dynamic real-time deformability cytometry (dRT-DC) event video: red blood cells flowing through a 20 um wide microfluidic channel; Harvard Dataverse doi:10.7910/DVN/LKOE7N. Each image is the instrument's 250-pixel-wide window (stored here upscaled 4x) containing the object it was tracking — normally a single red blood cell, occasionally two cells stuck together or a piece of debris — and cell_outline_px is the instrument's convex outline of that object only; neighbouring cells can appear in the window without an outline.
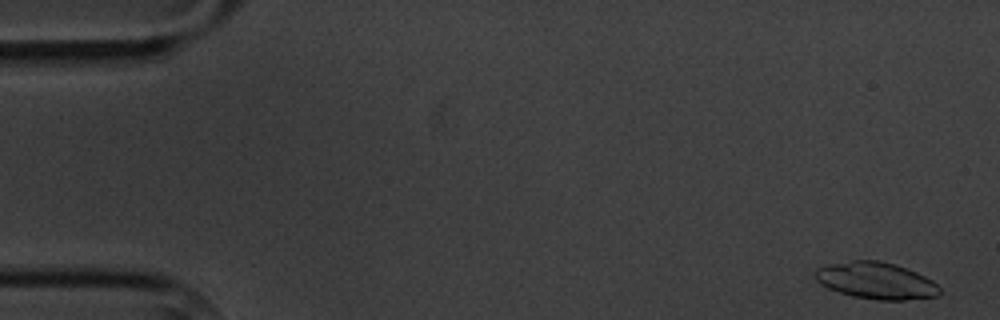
{"species": "common noctule bat (a hibernating species)", "species_latin": "Nyctalus noctula", "temperature_condition": "cold", "stored_images_in_passage": 5, "camera_frame_rate_fps": 3000, "um_per_image_px": 0.085, "animal": {"sex": "male", "body_mass_g": 20.1, "forearm_length_mm": 53.5}, "frame": {"image": 1, "passage_image": 1, "time_ms": 0.0, "image_size_px": [1000, 320], "cell_outline_px": [[940, 292], [936, 296], [904, 300], [876, 300], [852, 296], [828, 288], [816, 280], [812, 276], [812, 272], [816, 268], [828, 264], [852, 260], [880, 260], [896, 264], [916, 272], [932, 280], [940, 288]], "centroid_in_image_um": [74.42, 23.84], "position_along_channel_um": 10.6, "area_um2": 26.82}}